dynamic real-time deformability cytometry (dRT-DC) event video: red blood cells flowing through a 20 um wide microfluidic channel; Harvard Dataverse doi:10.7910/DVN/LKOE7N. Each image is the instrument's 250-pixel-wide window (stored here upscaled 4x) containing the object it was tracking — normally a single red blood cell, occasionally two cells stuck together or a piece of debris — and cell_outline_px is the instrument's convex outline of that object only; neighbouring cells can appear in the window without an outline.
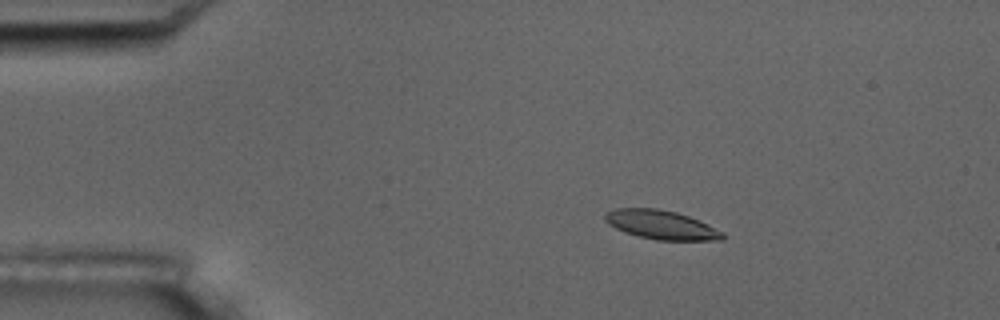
{"species": "common noctule bat (a hibernating species)", "species_latin": "Nyctalus noctula", "temperature_condition": "room temperature", "stored_images_in_passage": 4, "camera_frame_rate_fps": 3000, "um_per_image_px": 0.085, "animal": {"sex": "male", "body_mass_g": 17.5, "forearm_length_mm": 52.3}, "frame": {"image": 1, "passage_image": 2, "time_ms": 1.333, "image_size_px": [1000, 320], "cell_outline_px": [[724, 240], [656, 240], [624, 232], [608, 224], [604, 220], [604, 212], [616, 208], [656, 208], [676, 212], [688, 216], [708, 224], [724, 232]], "centroid_in_image_um": [56.19, 19.1], "position_along_channel_um": 28.8, "area_um2": 19.88}}
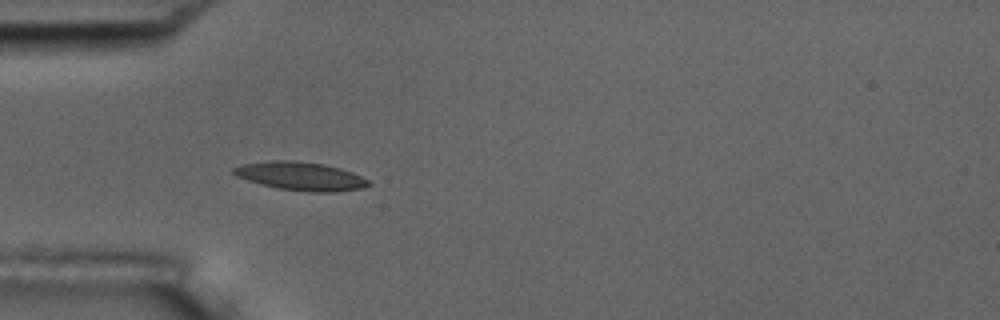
{"frame": {"image": 2, "passage_image": 4, "time_ms": 3.667, "image_size_px": [1000, 320], "cell_outline_px": [[372, 184], [360, 188], [332, 192], [308, 192], [280, 188], [260, 184], [236, 176], [232, 172], [232, 168], [240, 164], [272, 160], [292, 160], [324, 164], [340, 168], [352, 172], [368, 180]], "centroid_in_image_um": [25.52, 14.96], "position_along_channel_um": 59.5, "area_um2": 22.25}}